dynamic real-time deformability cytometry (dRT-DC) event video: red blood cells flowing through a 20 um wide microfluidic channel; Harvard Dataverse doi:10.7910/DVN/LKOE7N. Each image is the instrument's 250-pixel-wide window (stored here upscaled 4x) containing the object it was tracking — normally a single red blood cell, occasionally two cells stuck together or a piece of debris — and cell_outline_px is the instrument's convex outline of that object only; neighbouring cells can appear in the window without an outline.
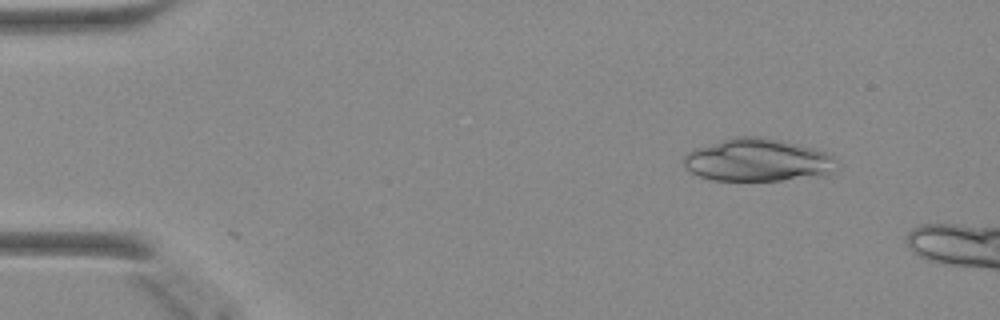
{"species": "Egyptian fruit bat (a non-hibernating species)", "species_latin": "Rousettus aegyptiacus", "temperature_condition": "warm", "stored_images_in_passage": 9, "camera_frame_rate_fps": 3000, "um_per_image_px": 0.085, "animal": {"sex": "female"}, "frame": {"image": 1, "passage_image": 1, "time_ms": 0.0, "image_size_px": [1000, 320], "cell_outline_px": [[840, 164], [824, 176], [780, 180], [712, 180], [700, 176], [692, 172], [684, 164], [684, 156], [692, 148], [732, 136], [760, 136], [780, 140], [812, 148], [824, 152], [832, 156]], "centroid_in_image_um": [64.39, 13.6], "position_along_channel_um": 20.6, "area_um2": 38.15}}